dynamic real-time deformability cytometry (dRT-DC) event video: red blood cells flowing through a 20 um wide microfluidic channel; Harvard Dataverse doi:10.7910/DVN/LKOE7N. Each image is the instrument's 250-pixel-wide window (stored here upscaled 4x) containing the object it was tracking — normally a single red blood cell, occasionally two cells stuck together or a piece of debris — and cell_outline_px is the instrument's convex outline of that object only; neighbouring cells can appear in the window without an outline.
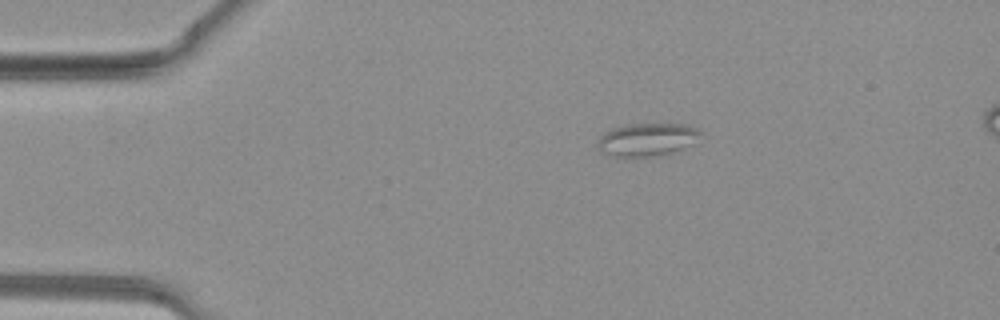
{"species": "common noctule bat (a hibernating species)", "species_latin": "Nyctalus noctula", "temperature_condition": "warm", "stored_images_in_passage": 34, "camera_frame_rate_fps": 3000, "um_per_image_px": 0.085, "animal": {"sex": "female", "body_mass_g": 19.3, "forearm_length_mm": 54.1}, "frame": {"image": 1, "passage_image": 2, "time_ms": 0.333, "image_size_px": [1000, 320], "cell_outline_px": [[704, 132], [700, 144], [668, 152], [648, 156], [616, 156], [604, 152], [596, 144], [596, 140], [604, 132], [612, 128], [628, 124], [684, 124], [696, 128]], "centroid_in_image_um": [55.1, 11.83], "position_along_channel_um": 29.9, "area_um2": 19.88}}
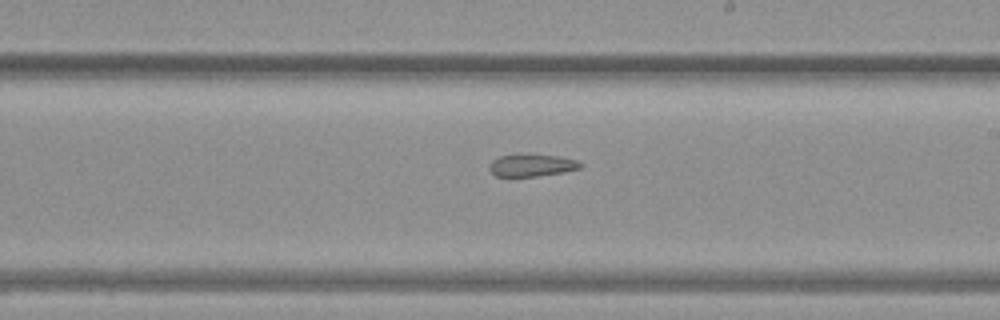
{"frame": {"image": 2, "passage_image": 17, "time_ms": 5.333, "image_size_px": [1000, 320], "cell_outline_px": [[584, 164], [580, 168], [564, 172], [536, 176], [496, 176], [488, 168], [492, 160], [500, 156], [528, 152], [560, 156], [576, 160]], "centroid_in_image_um": [45.21, 14.01], "position_along_channel_um": 243.8, "area_um2": 12.2}}
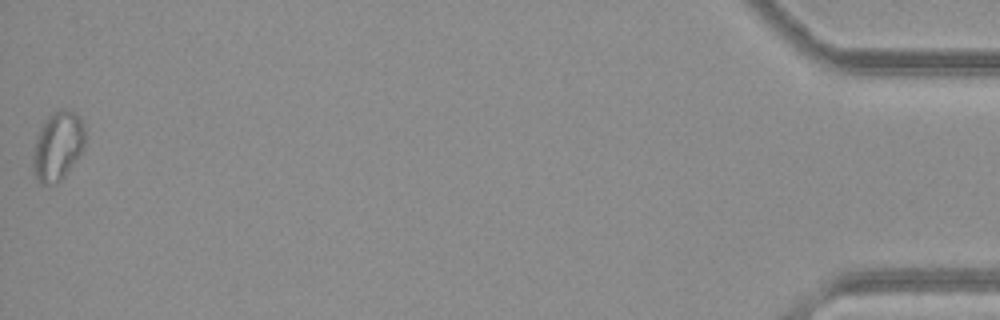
{"frame": {"image": 3, "passage_image": 33, "time_ms": 10.667, "image_size_px": [1000, 320], "cell_outline_px": [[84, 148], [64, 176], [56, 184], [40, 184], [36, 176], [32, 164], [32, 156], [36, 136], [40, 128], [48, 116], [60, 108], [76, 112], [80, 116], [84, 128]], "centroid_in_image_um": [4.9, 12.4], "position_along_channel_um": 430.3, "area_um2": 20.87}}